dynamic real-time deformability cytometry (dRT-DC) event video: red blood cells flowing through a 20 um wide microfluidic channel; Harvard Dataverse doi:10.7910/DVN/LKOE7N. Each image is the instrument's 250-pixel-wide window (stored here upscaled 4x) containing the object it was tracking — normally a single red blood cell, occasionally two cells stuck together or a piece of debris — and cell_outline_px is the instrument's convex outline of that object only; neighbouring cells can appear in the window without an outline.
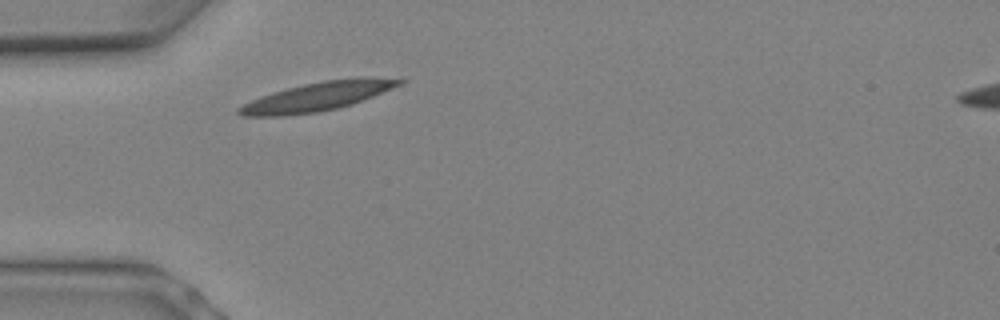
{"species": "Egyptian fruit bat (a non-hibernating species)", "species_latin": "Rousettus aegyptiacus", "temperature_condition": "warm", "stored_images_in_passage": 1, "camera_frame_rate_fps": 3000, "um_per_image_px": 0.085, "animal": {"sex": "female"}, "frame": {"image": 1, "passage_image": 1, "time_ms": 0.0, "image_size_px": [1000, 320], "cell_outline_px": [[408, 80], [392, 88], [352, 104], [320, 112], [288, 116], [244, 116], [236, 112], [236, 108], [260, 96], [272, 92], [304, 84], [324, 80], [364, 76], [368, 76]], "centroid_in_image_um": [26.97, 8.2], "position_along_channel_um": 58.0, "area_um2": 26.93}}